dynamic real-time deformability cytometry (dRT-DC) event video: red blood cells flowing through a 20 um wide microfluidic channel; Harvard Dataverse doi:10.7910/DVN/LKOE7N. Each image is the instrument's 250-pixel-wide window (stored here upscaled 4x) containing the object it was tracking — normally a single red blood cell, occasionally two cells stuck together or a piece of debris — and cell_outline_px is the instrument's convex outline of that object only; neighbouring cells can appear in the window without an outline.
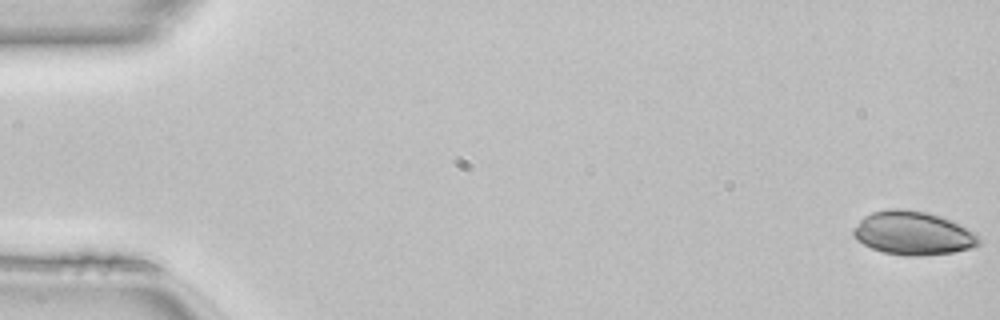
{"species": "common noctule bat (a hibernating species)", "species_latin": "Nyctalus noctula", "temperature_condition": "room temperature", "stored_images_in_passage": 50, "camera_frame_rate_fps": 3000, "um_per_image_px": 0.085, "animal": {"sex": "female", "body_mass_g": 22.7, "forearm_length_mm": 54.2}, "frame": {"image": 1, "passage_image": 1, "time_ms": 0.0, "image_size_px": [1000, 320], "cell_outline_px": [[980, 244], [972, 248], [952, 252], [924, 256], [904, 256], [884, 252], [872, 248], [856, 240], [852, 236], [852, 228], [864, 216], [872, 212], [892, 208], [900, 208], [928, 212], [940, 216], [976, 232], [980, 236]], "centroid_in_image_um": [77.6, 19.82], "position_along_channel_um": 7.4, "area_um2": 32.14}}
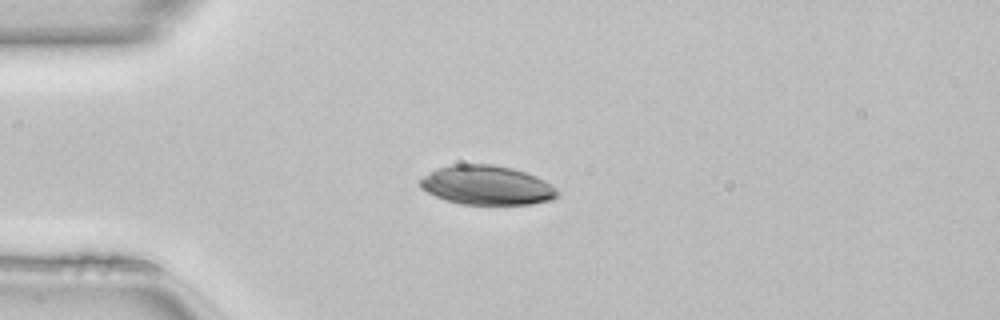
{"frame": {"image": 2, "passage_image": 13, "time_ms": 4.0, "image_size_px": [1000, 320], "cell_outline_px": [[560, 196], [552, 200], [532, 204], [460, 204], [444, 200], [420, 188], [420, 180], [424, 176], [440, 168], [452, 164], [492, 164], [512, 168], [536, 176], [552, 184], [560, 192]], "centroid_in_image_um": [41.43, 15.75], "position_along_channel_um": 43.6, "area_um2": 31.44}}
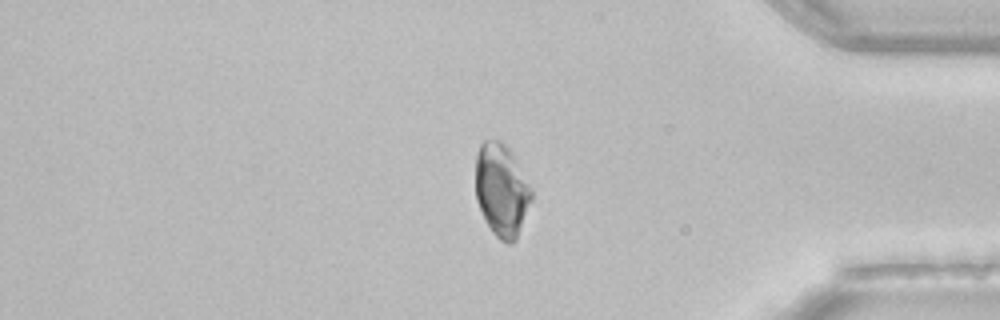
{"frame": {"image": 3, "passage_image": 42, "time_ms": 13.667, "image_size_px": [1000, 320], "cell_outline_px": [[532, 196], [516, 240], [512, 244], [508, 244], [500, 240], [492, 232], [484, 220], [476, 200], [476, 152], [480, 144], [484, 140], [500, 140], [512, 152], [532, 188]], "centroid_in_image_um": [42.62, 16.15], "position_along_channel_um": 392.6, "area_um2": 30.29}}